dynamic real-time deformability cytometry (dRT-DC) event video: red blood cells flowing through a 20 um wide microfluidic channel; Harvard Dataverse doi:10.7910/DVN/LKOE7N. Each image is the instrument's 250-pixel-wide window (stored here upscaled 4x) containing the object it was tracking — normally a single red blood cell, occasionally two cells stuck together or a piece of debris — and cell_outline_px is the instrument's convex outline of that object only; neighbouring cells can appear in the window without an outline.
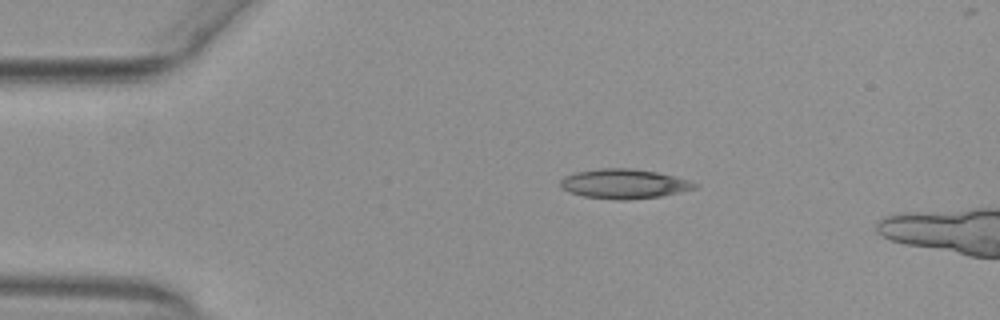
{"species": "common noctule bat (a hibernating species)", "species_latin": "Nyctalus noctula", "temperature_condition": "warm", "stored_images_in_passage": 5, "camera_frame_rate_fps": 3000, "um_per_image_px": 0.085, "animal": {"sex": "female", "body_mass_g": 29.2, "forearm_length_mm": 56.3}, "frame": {"image": 1, "passage_image": 1, "time_ms": 0.0, "image_size_px": [1000, 320], "cell_outline_px": [[696, 188], [680, 192], [660, 196], [628, 200], [616, 200], [584, 196], [568, 192], [560, 188], [560, 180], [564, 176], [576, 172], [600, 168], [632, 168], [656, 172], [688, 180], [696, 184]], "centroid_in_image_um": [52.98, 15.63], "position_along_channel_um": 32.0, "area_um2": 23.06}}